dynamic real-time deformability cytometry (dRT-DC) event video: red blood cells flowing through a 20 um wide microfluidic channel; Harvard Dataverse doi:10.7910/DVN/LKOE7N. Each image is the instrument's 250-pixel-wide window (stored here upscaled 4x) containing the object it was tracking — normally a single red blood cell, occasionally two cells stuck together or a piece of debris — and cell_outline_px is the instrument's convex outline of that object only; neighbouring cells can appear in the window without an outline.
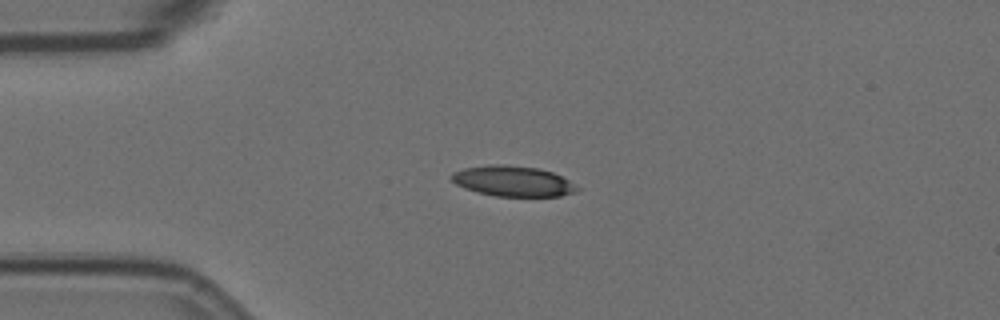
{"species": "Egyptian fruit bat (a non-hibernating species)", "species_latin": "Rousettus aegyptiacus", "temperature_condition": "room temperature", "stored_images_in_passage": 4, "camera_frame_rate_fps": 3000, "um_per_image_px": 0.085, "animal": {"sex": "female"}, "frame": {"image": 1, "passage_image": 3, "time_ms": 0.667, "image_size_px": [1000, 320], "cell_outline_px": [[580, 188], [572, 192], [560, 196], [496, 196], [476, 192], [464, 188], [456, 184], [448, 176], [452, 172], [464, 168], [488, 164], [504, 164], [540, 168], [552, 172], [568, 180]], "centroid_in_image_um": [43.53, 15.38], "position_along_channel_um": 41.5, "area_um2": 22.37}}